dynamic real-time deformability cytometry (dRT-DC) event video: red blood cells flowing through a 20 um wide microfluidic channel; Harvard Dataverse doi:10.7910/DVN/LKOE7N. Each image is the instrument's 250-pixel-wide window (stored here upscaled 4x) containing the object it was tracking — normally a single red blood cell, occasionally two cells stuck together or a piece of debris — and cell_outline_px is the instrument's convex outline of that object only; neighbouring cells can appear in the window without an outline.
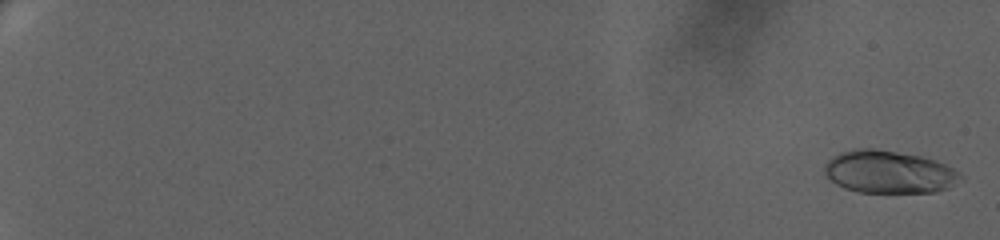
{"species": "human", "species_latin": "Homo sapiens", "temperature_condition": "warm", "stored_images_in_passage": 68, "camera_frame_rate_fps": 3000, "um_per_image_px": 0.085, "donor": {"sex": "female"}, "frame": {"image": 1, "passage_image": 2, "time_ms": 0.333, "image_size_px": [1000, 240], "cell_outline_px": [[964, 180], [948, 188], [936, 192], [860, 192], [844, 188], [836, 184], [824, 172], [824, 164], [832, 156], [840, 152], [856, 148], [872, 148], [920, 156], [936, 160], [960, 172], [964, 176]], "centroid_in_image_um": [75.59, 14.62], "position_along_channel_um": 9.4, "area_um2": 33.93}}
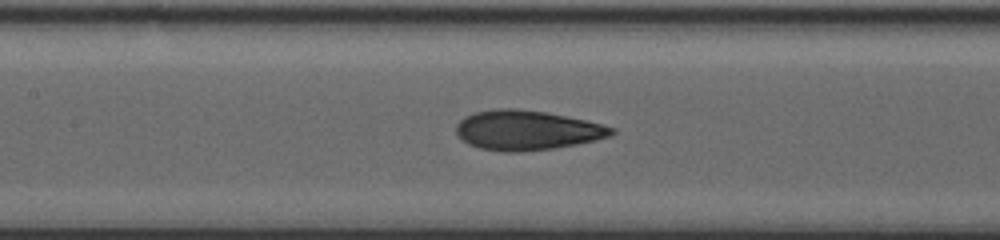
{"frame": {"image": 2, "passage_image": 38, "time_ms": 12.333, "image_size_px": [1000, 240], "cell_outline_px": [[616, 132], [612, 136], [596, 140], [556, 148], [520, 152], [504, 152], [480, 148], [468, 144], [456, 132], [456, 124], [464, 116], [476, 112], [496, 108], [516, 108], [548, 112], [584, 120], [616, 128]], "centroid_in_image_um": [44.8, 11.07], "position_along_channel_um": 162.6, "area_um2": 36.07}}
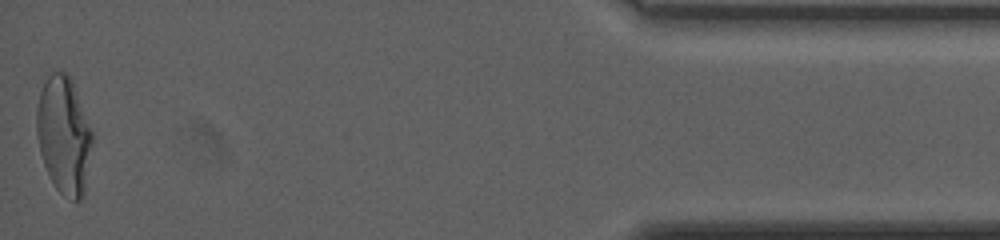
{"frame": {"image": 3, "passage_image": 68, "time_ms": 22.333, "image_size_px": [1000, 240], "cell_outline_px": [[92, 144], [84, 196], [80, 200], [72, 200], [64, 196], [56, 188], [44, 164], [40, 152], [36, 132], [36, 108], [40, 92], [48, 76], [52, 72], [68, 72], [72, 80], [92, 132]], "centroid_in_image_um": [5.43, 11.5], "position_along_channel_um": 429.8, "area_um2": 37.86}, "authors_computed_cell_mechanics": {"area_um2": 34.4777, "velocity_mm_per_s": 3.3189, "shape_relaxation_time_tau1_ms": 6.0235, "shape_relaxation_time_tau2_ms": 1.1026, "deformation_change_tau1": 0.2158, "deformation_change_tau2": 0.0703}}